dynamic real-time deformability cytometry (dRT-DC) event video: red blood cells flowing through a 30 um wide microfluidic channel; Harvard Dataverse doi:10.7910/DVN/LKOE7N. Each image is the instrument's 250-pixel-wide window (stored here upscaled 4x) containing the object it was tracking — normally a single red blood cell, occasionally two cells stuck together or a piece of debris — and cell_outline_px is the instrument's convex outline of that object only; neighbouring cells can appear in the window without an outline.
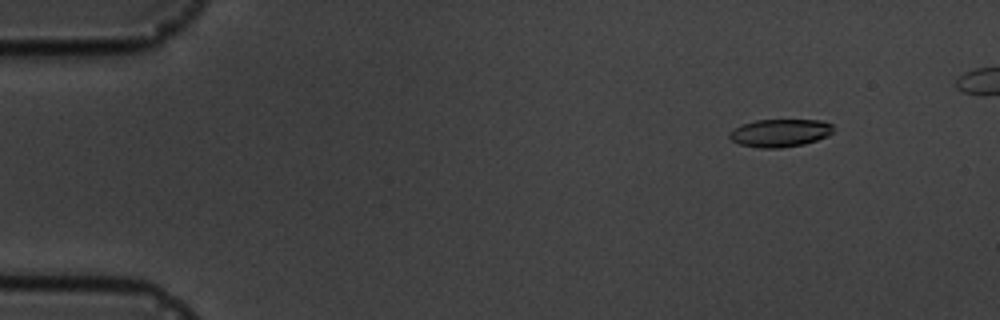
{"species": "common noctule bat (a hibernating species)", "species_latin": "Nyctalus noctula", "temperature_condition": "cold", "stored_images_in_passage": 4, "camera_frame_rate_fps": 3000, "um_per_image_px": 0.085, "animal": {"sex": "male", "body_mass_g": 19.5, "forearm_length_mm": 54.6}, "frame": {"image": 1, "passage_image": 1, "time_ms": 0.0, "image_size_px": [1000, 320], "cell_outline_px": [[832, 132], [828, 136], [804, 144], [780, 148], [760, 148], [740, 144], [732, 140], [728, 136], [728, 132], [740, 124], [756, 120], [824, 120], [832, 124]], "centroid_in_image_um": [66.28, 11.29], "position_along_channel_um": 18.7, "area_um2": 16.94}}